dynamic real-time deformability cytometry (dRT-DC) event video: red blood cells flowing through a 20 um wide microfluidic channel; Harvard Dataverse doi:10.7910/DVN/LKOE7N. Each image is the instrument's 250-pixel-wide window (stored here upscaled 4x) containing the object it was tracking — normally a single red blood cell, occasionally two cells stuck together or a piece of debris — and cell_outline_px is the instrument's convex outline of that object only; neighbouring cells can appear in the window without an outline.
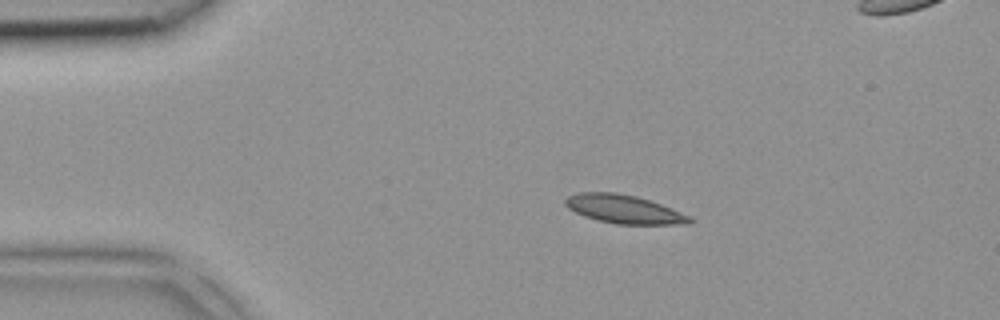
{"species": "common noctule bat (a hibernating species)", "species_latin": "Nyctalus noctula", "temperature_condition": "room temperature", "stored_images_in_passage": 3, "segment_of_instrument_passage": [1, 2], "camera_frame_rate_fps": 3000, "um_per_image_px": 0.085, "animal": {"sex": "female", "body_mass_g": 18.4}, "frame": {"image": 1, "passage_image": 1, "time_ms": 0.0, "image_size_px": [1000, 320], "cell_outline_px": [[692, 224], [616, 224], [596, 220], [584, 216], [568, 208], [564, 204], [564, 200], [568, 196], [580, 192], [616, 192], [636, 196], [672, 208], [692, 216]], "centroid_in_image_um": [53.05, 17.78], "position_along_channel_um": 32.0, "area_um2": 20.75}}